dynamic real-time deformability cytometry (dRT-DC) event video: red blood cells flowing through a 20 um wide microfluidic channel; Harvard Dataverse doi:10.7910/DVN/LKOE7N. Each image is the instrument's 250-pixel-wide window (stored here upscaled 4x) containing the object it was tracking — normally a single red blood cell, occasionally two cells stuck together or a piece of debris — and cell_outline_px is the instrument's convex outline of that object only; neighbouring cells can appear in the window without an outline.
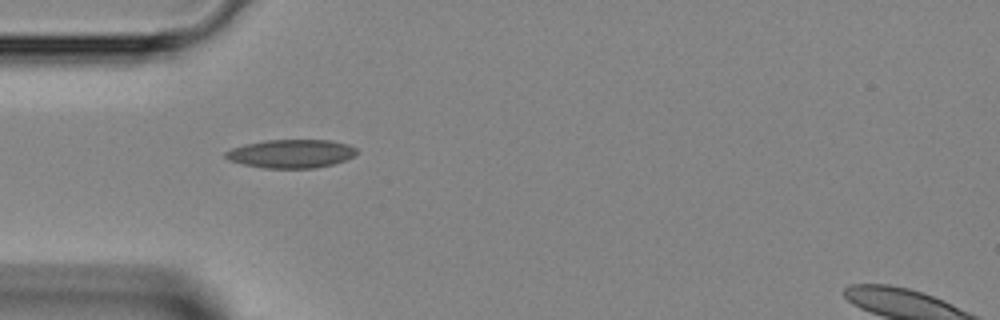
{"species": "Egyptian fruit bat (a non-hibernating species)", "species_latin": "Rousettus aegyptiacus", "temperature_condition": "room temperature", "stored_images_in_passage": 32, "camera_frame_rate_fps": 3000, "um_per_image_px": 0.085, "animal": {"sex": "female"}, "frame": {"image": 1, "passage_image": 1, "time_ms": 0.0, "image_size_px": [1000, 320], "cell_outline_px": [[360, 152], [356, 156], [332, 164], [316, 168], [264, 168], [244, 164], [228, 160], [224, 156], [224, 152], [232, 148], [244, 144], [264, 140], [332, 140], [348, 144], [356, 148]], "centroid_in_image_um": [24.77, 13.05], "position_along_channel_um": 60.2, "area_um2": 21.96}}
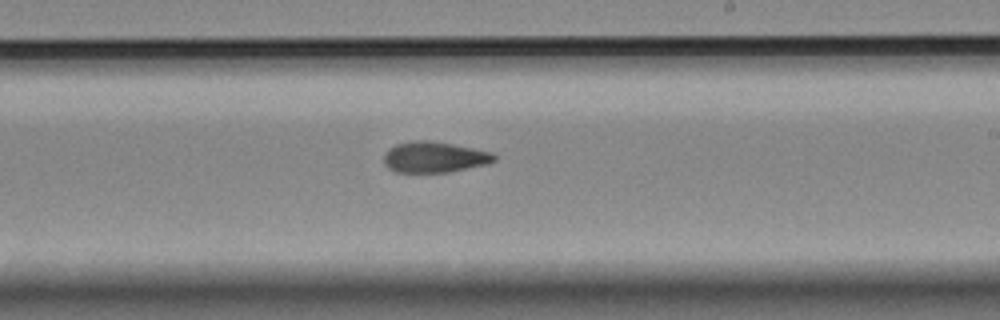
{"frame": {"image": 2, "passage_image": 14, "time_ms": 4.333, "image_size_px": [1000, 320], "cell_outline_px": [[496, 160], [488, 164], [448, 172], [396, 172], [388, 168], [384, 164], [384, 156], [388, 148], [396, 144], [412, 140], [428, 140], [452, 144], [492, 152], [496, 156]], "centroid_in_image_um": [36.91, 13.35], "position_along_channel_um": 252.1, "area_um2": 19.88}}
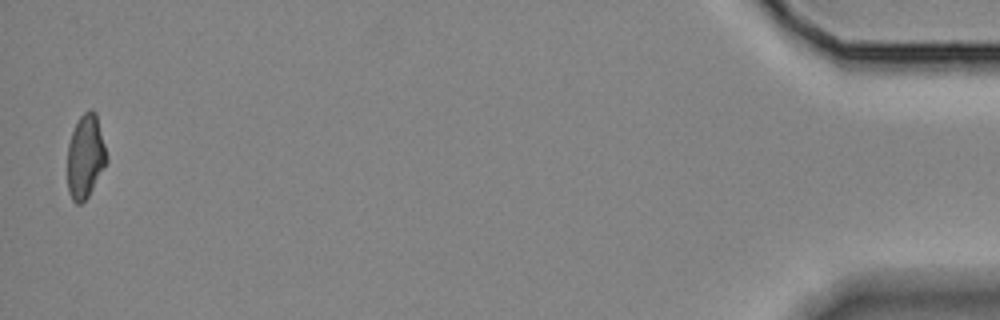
{"frame": {"image": 3, "passage_image": 32, "time_ms": 10.333, "image_size_px": [1000, 320], "cell_outline_px": [[108, 160], [88, 196], [80, 204], [76, 204], [72, 200], [68, 192], [68, 144], [72, 132], [80, 116], [88, 108], [92, 108], [96, 112], [108, 156]], "centroid_in_image_um": [7.27, 13.27], "position_along_channel_um": 427.9, "area_um2": 19.13}}